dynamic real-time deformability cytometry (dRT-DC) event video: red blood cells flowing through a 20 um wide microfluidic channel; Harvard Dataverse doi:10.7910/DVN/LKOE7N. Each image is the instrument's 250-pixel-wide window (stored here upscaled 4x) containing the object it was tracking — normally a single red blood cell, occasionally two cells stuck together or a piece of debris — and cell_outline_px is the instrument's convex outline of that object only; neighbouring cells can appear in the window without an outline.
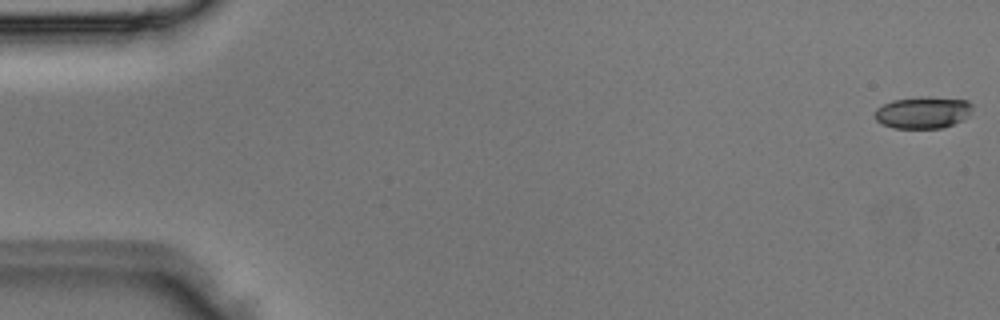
{"species": "Egyptian fruit bat (a non-hibernating species)", "species_latin": "Rousettus aegyptiacus", "temperature_condition": "room temperature", "stored_images_in_passage": 3, "camera_frame_rate_fps": 3000, "um_per_image_px": 0.085, "animal": {"sex": "male"}, "frame": {"image": 1, "passage_image": 1, "time_ms": 0.0, "image_size_px": [1000, 320], "cell_outline_px": [[972, 108], [968, 116], [964, 120], [940, 128], [892, 128], [880, 124], [876, 120], [876, 108], [892, 100], [920, 96], [928, 96], [968, 100], [972, 104]], "centroid_in_image_um": [78.45, 9.55], "position_along_channel_um": 6.5, "area_um2": 18.32}}